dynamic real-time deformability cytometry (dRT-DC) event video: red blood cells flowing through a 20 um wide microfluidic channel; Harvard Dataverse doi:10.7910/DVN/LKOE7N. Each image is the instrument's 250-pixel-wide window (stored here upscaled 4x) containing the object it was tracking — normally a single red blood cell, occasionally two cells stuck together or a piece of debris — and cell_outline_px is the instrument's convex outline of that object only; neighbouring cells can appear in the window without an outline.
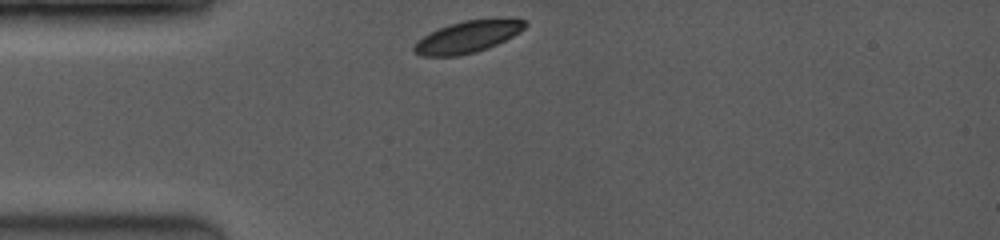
{"species": "common noctule bat (a hibernating species)", "species_latin": "Nyctalus noctula", "temperature_condition": "room temperature", "stored_images_in_passage": 8, "camera_frame_rate_fps": 3500, "um_per_image_px": 0.085, "animal": {"sex": "female", "body_mass_g": 19.0, "forearm_length_mm": 53.3}, "frame": {"image": 1, "passage_image": 1, "time_ms": 0.0, "image_size_px": [1000, 240], "cell_outline_px": [[528, 24], [520, 32], [488, 48], [476, 52], [456, 56], [420, 56], [412, 48], [412, 44], [416, 40], [448, 24], [464, 20], [528, 20]], "centroid_in_image_um": [39.69, 3.15], "position_along_channel_um": 45.3, "area_um2": 20.17}}
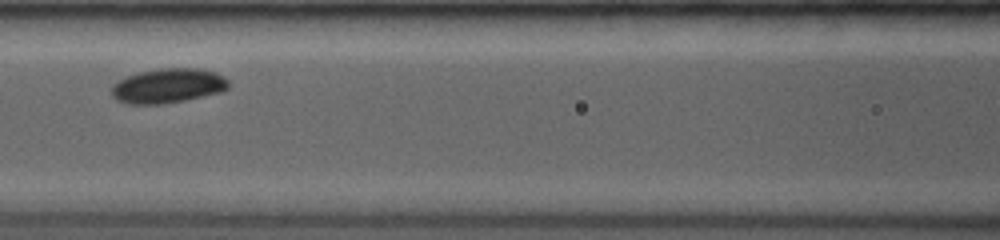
{"frame": {"image": 2, "passage_image": 4, "time_ms": 3.143, "image_size_px": [1000, 240], "cell_outline_px": [[228, 88], [220, 92], [184, 100], [160, 104], [128, 104], [116, 100], [112, 96], [112, 84], [124, 76], [136, 72], [160, 68], [200, 68], [216, 72], [224, 76], [228, 80]], "centroid_in_image_um": [14.24, 7.27], "position_along_channel_um": 152.4, "area_um2": 23.81}}
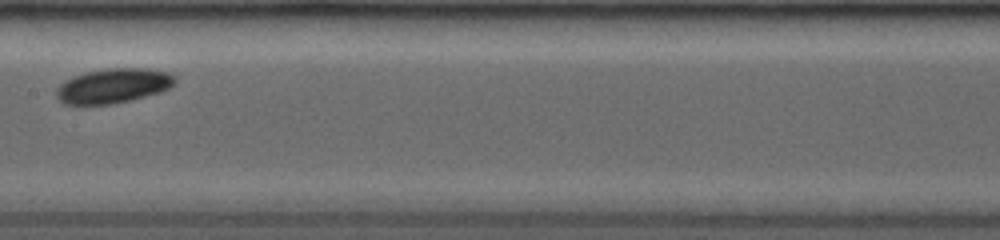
{"frame": {"image": 3, "passage_image": 5, "time_ms": 4.286, "image_size_px": [1000, 240], "cell_outline_px": [[176, 80], [168, 88], [160, 92], [132, 100], [112, 104], [64, 104], [56, 96], [56, 88], [64, 80], [72, 76], [84, 72], [108, 68], [148, 68], [168, 72], [176, 76]], "centroid_in_image_um": [9.61, 7.28], "position_along_channel_um": 197.8, "area_um2": 24.1}}